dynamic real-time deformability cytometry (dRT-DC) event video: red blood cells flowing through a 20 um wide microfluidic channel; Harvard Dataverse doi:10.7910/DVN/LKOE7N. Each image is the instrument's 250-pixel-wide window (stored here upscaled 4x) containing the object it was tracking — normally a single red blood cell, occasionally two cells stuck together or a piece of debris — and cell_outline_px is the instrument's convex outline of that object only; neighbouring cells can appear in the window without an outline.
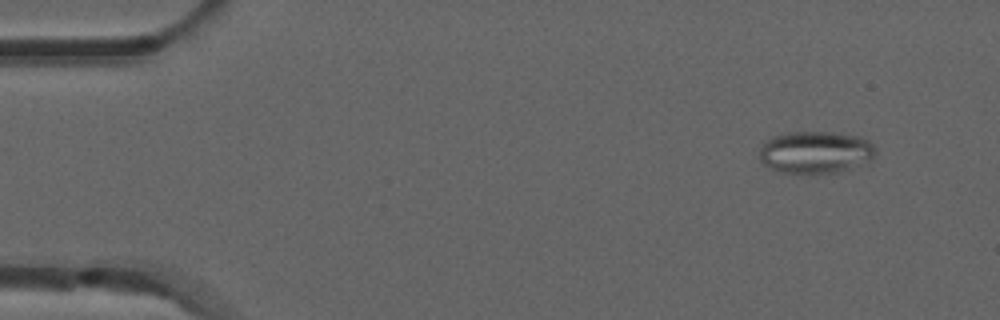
{"species": "common noctule bat (a hibernating species)", "species_latin": "Nyctalus noctula", "temperature_condition": "room temperature", "stored_images_in_passage": 5, "camera_frame_rate_fps": 3000, "um_per_image_px": 0.085, "animal": {"sex": "male", "forearm_length_mm": 52.5}, "frame": {"image": 1, "passage_image": 2, "time_ms": 0.333, "image_size_px": [1000, 320], "cell_outline_px": [[876, 152], [872, 160], [868, 164], [836, 172], [812, 176], [780, 172], [764, 164], [760, 160], [760, 148], [764, 140], [772, 136], [788, 132], [832, 132], [860, 136], [868, 140], [872, 144]], "centroid_in_image_um": [69.33, 12.97], "position_along_channel_um": 15.7, "area_um2": 29.48}}